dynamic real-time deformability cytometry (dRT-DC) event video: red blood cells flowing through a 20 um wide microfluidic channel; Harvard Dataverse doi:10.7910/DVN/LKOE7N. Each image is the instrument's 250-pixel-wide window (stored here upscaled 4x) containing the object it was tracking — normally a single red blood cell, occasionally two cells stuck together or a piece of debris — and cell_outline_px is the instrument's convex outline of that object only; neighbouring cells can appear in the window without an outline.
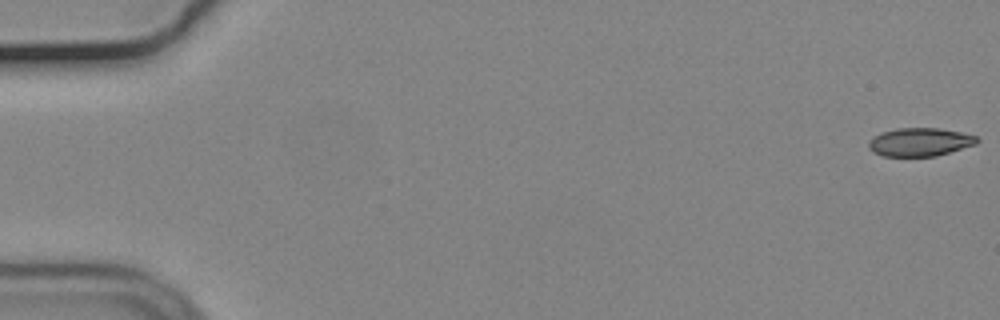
{"species": "common noctule bat (a hibernating species)", "species_latin": "Nyctalus noctula", "temperature_condition": "cold", "stored_images_in_passage": 22, "camera_frame_rate_fps": 3000, "um_per_image_px": 0.085, "animal": {"sex": "male", "body_mass_g": 19.2, "forearm_length_mm": 51.8}, "frame": {"image": 1, "passage_image": 1, "time_ms": 0.0, "image_size_px": [1000, 320], "cell_outline_px": [[980, 140], [976, 144], [936, 156], [884, 156], [872, 152], [868, 148], [868, 144], [872, 136], [880, 132], [896, 128], [940, 128], [960, 132], [976, 136]], "centroid_in_image_um": [78.15, 12.07], "position_along_channel_um": 6.8, "area_um2": 17.98}}
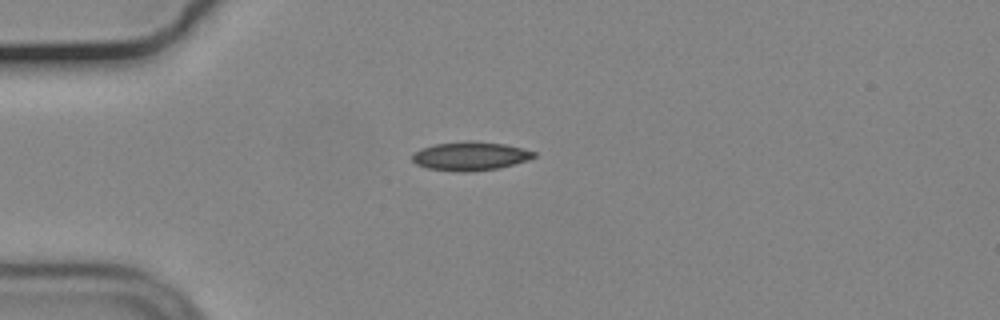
{"frame": {"image": 2, "passage_image": 15, "time_ms": 4.667, "image_size_px": [1000, 320], "cell_outline_px": [[536, 156], [528, 160], [500, 168], [468, 172], [456, 172], [428, 168], [416, 164], [412, 160], [412, 156], [420, 148], [436, 144], [468, 140], [472, 140], [504, 144], [536, 152]], "centroid_in_image_um": [39.97, 13.27], "position_along_channel_um": 45.0, "area_um2": 20.4}}
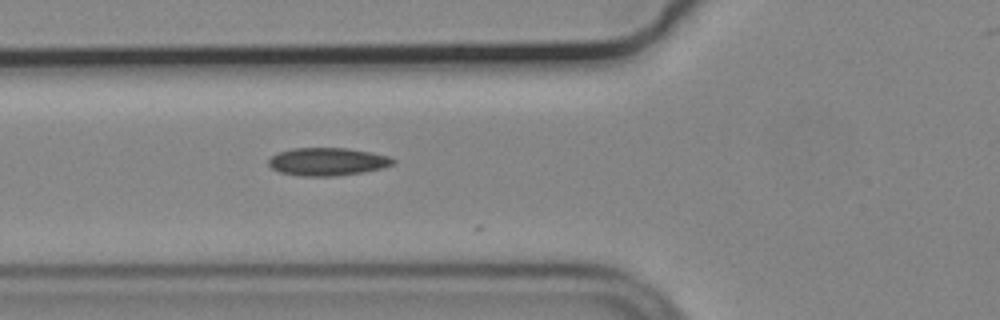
{"frame": {"image": 3, "passage_image": 21, "time_ms": 6.667, "image_size_px": [1000, 320], "cell_outline_px": [[396, 160], [392, 164], [384, 168], [364, 172], [336, 176], [300, 176], [280, 172], [272, 168], [268, 164], [268, 160], [272, 156], [280, 152], [292, 148], [344, 148], [372, 152], [388, 156]], "centroid_in_image_um": [27.85, 13.74], "position_along_channel_um": 98.0, "area_um2": 20.23}}